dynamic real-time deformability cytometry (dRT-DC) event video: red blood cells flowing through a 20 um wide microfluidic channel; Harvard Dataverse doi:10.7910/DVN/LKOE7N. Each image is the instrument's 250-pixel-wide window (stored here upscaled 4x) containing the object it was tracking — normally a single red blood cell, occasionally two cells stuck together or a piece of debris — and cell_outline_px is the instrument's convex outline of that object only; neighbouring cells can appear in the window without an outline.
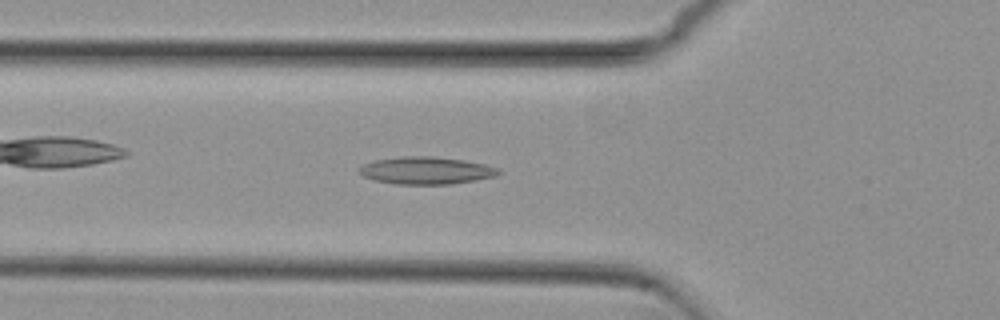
{"species": "common noctule bat (a hibernating species)", "species_latin": "Nyctalus noctula", "temperature_condition": "cold", "stored_images_in_passage": 34, "camera_frame_rate_fps": 3000, "um_per_image_px": 0.085, "animal": {"sex": "female", "body_mass_g": 29.2, "forearm_length_mm": 56.3}, "frame": {"image": 1, "passage_image": 4, "time_ms": 1.0, "image_size_px": [1000, 320], "cell_outline_px": [[500, 172], [496, 176], [476, 180], [448, 184], [396, 184], [376, 180], [364, 176], [360, 172], [360, 168], [364, 164], [376, 160], [400, 156], [432, 156], [464, 160], [484, 164], [496, 168]], "centroid_in_image_um": [36.23, 14.49], "position_along_channel_um": 89.6, "area_um2": 21.91}}
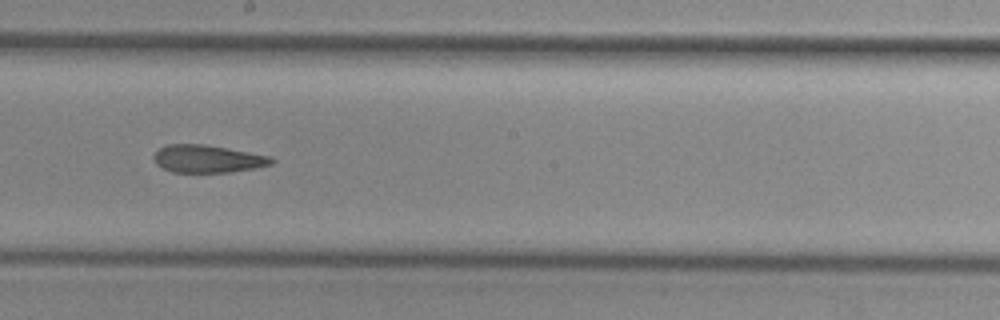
{"frame": {"image": 2, "passage_image": 15, "time_ms": 4.667, "image_size_px": [1000, 320], "cell_outline_px": [[276, 160], [272, 164], [256, 168], [228, 172], [172, 172], [156, 164], [152, 156], [160, 148], [168, 144], [204, 144], [272, 156]], "centroid_in_image_um": [17.67, 13.5], "position_along_channel_um": 230.5, "area_um2": 18.96}}
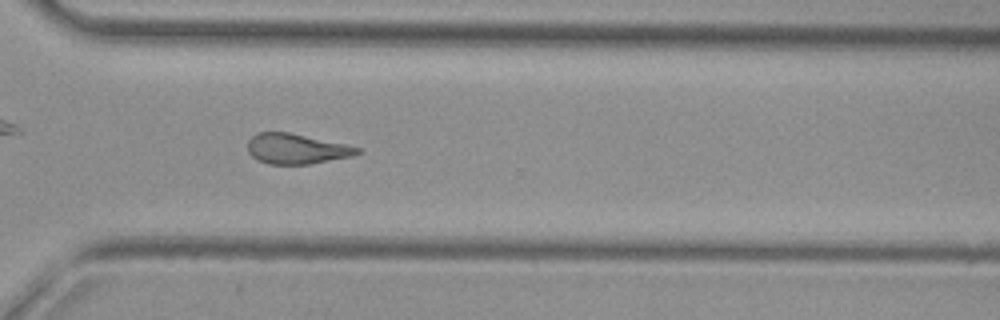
{"frame": {"image": 3, "passage_image": 24, "time_ms": 7.667, "image_size_px": [1000, 320], "cell_outline_px": [[360, 152], [352, 156], [308, 164], [268, 164], [256, 160], [248, 152], [248, 140], [256, 132], [288, 132], [344, 144], [360, 148]], "centroid_in_image_um": [25.14, 12.65], "position_along_channel_um": 345.5, "area_um2": 19.13}}